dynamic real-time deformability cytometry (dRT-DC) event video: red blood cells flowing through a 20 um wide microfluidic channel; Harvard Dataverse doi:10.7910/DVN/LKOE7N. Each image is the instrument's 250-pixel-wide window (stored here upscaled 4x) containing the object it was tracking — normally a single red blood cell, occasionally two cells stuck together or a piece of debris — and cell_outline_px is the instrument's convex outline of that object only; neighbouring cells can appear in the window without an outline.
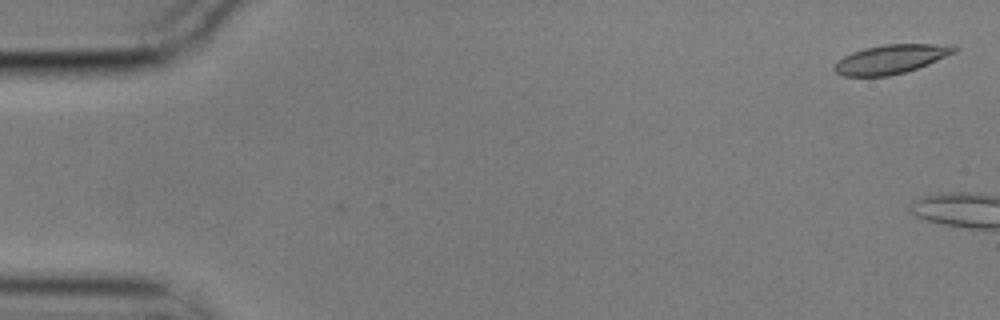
{"species": "common noctule bat (a hibernating species)", "species_latin": "Nyctalus noctula", "temperature_condition": "cold", "stored_images_in_passage": 5, "camera_frame_rate_fps": 3000, "um_per_image_px": 0.085, "animal": {"sex": "male", "body_mass_g": 17.9}, "frame": {"image": 1, "passage_image": 1, "time_ms": 0.0, "image_size_px": [1000, 320], "cell_outline_px": [[956, 52], [928, 64], [904, 72], [888, 76], [844, 76], [836, 72], [836, 64], [844, 56], [852, 52], [864, 48], [884, 44], [952, 44], [956, 48]], "centroid_in_image_um": [75.76, 5.01], "position_along_channel_um": 9.2, "area_um2": 20.0}}